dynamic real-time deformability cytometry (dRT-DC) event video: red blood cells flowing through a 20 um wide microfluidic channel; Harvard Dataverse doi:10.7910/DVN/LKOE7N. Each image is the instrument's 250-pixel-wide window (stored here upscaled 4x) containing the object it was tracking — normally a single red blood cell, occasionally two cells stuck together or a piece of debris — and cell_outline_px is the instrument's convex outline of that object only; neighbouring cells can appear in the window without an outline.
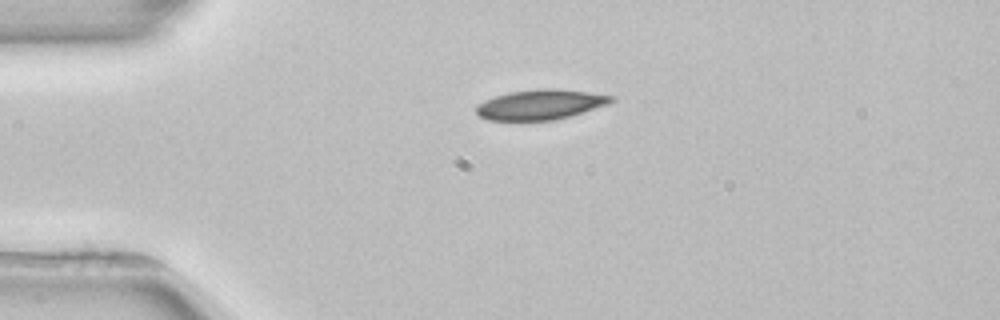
{"species": "common noctule bat (a hibernating species)", "species_latin": "Nyctalus noctula", "temperature_condition": "room temperature", "stored_images_in_passage": 3, "camera_frame_rate_fps": 3000, "um_per_image_px": 0.085, "animal": {"sex": "female", "body_mass_g": 22.7, "forearm_length_mm": 54.2}, "frame": {"image": 1, "passage_image": 1, "time_ms": 0.0, "image_size_px": [1000, 320], "cell_outline_px": [[612, 100], [608, 104], [556, 120], [488, 120], [480, 116], [476, 112], [476, 108], [480, 104], [496, 96], [508, 92], [536, 88], [552, 88], [584, 92], [612, 96]], "centroid_in_image_um": [45.91, 8.89], "position_along_channel_um": 39.1, "area_um2": 23.12}}